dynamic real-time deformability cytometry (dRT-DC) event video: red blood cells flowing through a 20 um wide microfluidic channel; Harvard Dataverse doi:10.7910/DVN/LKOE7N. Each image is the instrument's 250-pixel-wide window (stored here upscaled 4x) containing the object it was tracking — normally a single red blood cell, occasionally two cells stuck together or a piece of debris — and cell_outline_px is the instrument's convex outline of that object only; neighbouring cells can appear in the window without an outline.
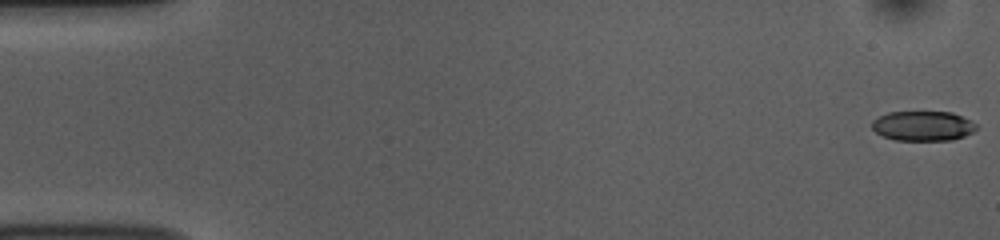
{"species": "common noctule bat (a hibernating species)", "species_latin": "Nyctalus noctula", "temperature_condition": "room temperature", "stored_images_in_passage": 54, "camera_frame_rate_fps": 3000, "um_per_image_px": 0.085, "animal": {"sex": "female", "body_mass_g": 10.0, "forearm_length_mm": 53.1}, "frame": {"image": 1, "passage_image": 1, "time_ms": 0.0, "image_size_px": [1000, 240], "cell_outline_px": [[976, 128], [972, 132], [964, 136], [952, 140], [896, 140], [884, 136], [876, 132], [872, 128], [872, 120], [888, 112], [952, 112], [976, 124]], "centroid_in_image_um": [78.43, 10.7], "position_along_channel_um": 6.6, "area_um2": 17.92}}
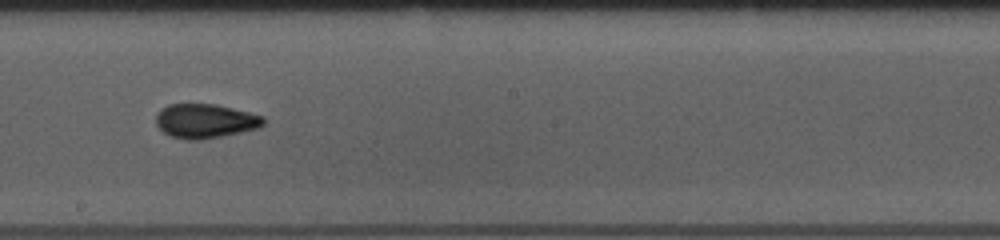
{"frame": {"image": 2, "passage_image": 30, "time_ms": 9.667, "image_size_px": [1000, 240], "cell_outline_px": [[264, 124], [260, 128], [200, 140], [184, 140], [172, 136], [164, 132], [156, 124], [156, 116], [160, 108], [168, 104], [216, 104], [264, 116]], "centroid_in_image_um": [17.43, 10.28], "position_along_channel_um": 230.8, "area_um2": 21.44}}
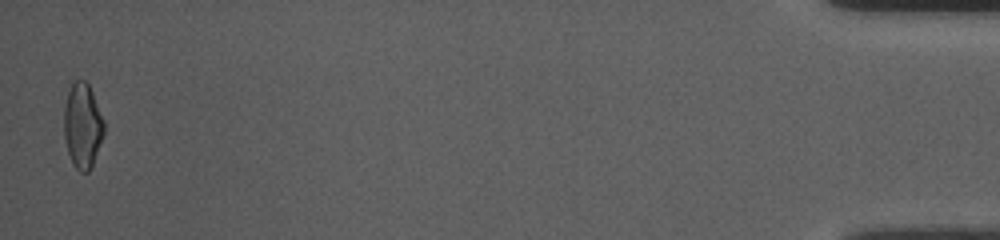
{"frame": {"image": 3, "passage_image": 53, "time_ms": 17.333, "image_size_px": [1000, 240], "cell_outline_px": [[104, 132], [92, 164], [88, 172], [80, 172], [72, 164], [68, 152], [64, 136], [64, 104], [72, 80], [84, 80], [88, 84], [92, 92], [104, 120]], "centroid_in_image_um": [7.0, 10.65], "position_along_channel_um": 428.2, "area_um2": 19.71}, "authors_computed_cell_mechanics": {"area_um2": 20.0566, "velocity_mm_per_s": 3.7618, "shape_relaxation_time_tau1_ms": 6.7356, "shape_relaxation_time_tau2_ms": 2.2971, "deformation_change_tau1": 0.1652, "deformation_change_tau2": 0.078}}